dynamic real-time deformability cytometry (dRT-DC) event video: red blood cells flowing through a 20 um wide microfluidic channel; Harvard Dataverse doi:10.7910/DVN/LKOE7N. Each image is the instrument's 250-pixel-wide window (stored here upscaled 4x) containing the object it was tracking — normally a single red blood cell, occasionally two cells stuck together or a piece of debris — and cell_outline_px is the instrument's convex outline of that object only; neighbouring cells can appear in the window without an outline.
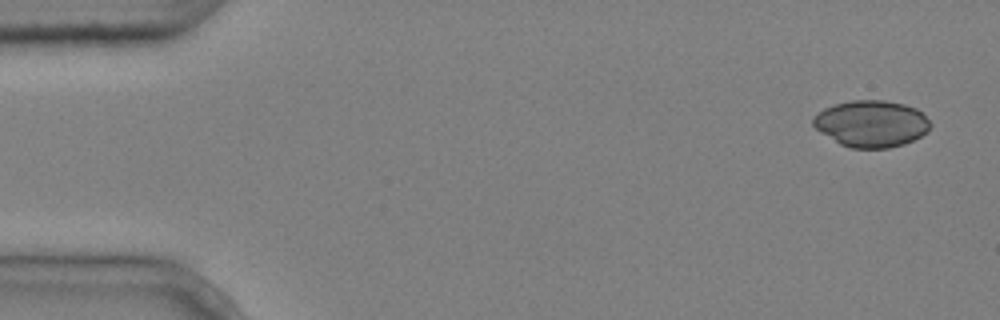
{"species": "common noctule bat (a hibernating species)", "species_latin": "Nyctalus noctula", "temperature_condition": "cold", "stored_images_in_passage": 8, "camera_frame_rate_fps": 3000, "um_per_image_px": 0.085, "animal": {"sex": "male", "body_mass_g": 20.4}, "frame": {"image": 1, "passage_image": 1, "time_ms": 0.0, "image_size_px": [1000, 320], "cell_outline_px": [[932, 124], [928, 132], [904, 144], [888, 148], [852, 148], [840, 144], [820, 132], [812, 124], [812, 120], [824, 108], [836, 104], [852, 100], [884, 100], [904, 104], [916, 108]], "centroid_in_image_um": [74.07, 10.51], "position_along_channel_um": 10.9, "area_um2": 31.67}}